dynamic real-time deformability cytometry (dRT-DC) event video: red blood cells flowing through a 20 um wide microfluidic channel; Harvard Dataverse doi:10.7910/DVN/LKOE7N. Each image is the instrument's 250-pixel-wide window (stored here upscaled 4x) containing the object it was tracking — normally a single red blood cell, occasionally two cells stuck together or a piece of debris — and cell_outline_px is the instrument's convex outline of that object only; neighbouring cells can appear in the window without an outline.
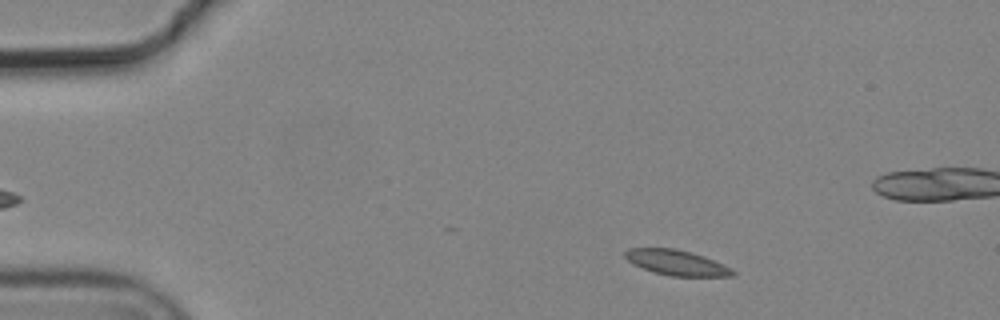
{"species": "common noctule bat (a hibernating species)", "species_latin": "Nyctalus noctula", "temperature_condition": "cold", "stored_images_in_passage": 4, "camera_frame_rate_fps": 3000, "um_per_image_px": 0.085, "animal": {"sex": "male", "body_mass_g": 19.2, "forearm_length_mm": 51.8}, "frame": {"image": 1, "passage_image": 1, "time_ms": 0.0, "image_size_px": [1000, 320], "cell_outline_px": [[736, 276], [672, 276], [656, 272], [644, 268], [628, 260], [624, 256], [624, 252], [628, 248], [676, 248], [692, 252], [704, 256], [732, 268], [736, 272]], "centroid_in_image_um": [57.56, 22.31], "position_along_channel_um": 27.4, "area_um2": 15.72}}